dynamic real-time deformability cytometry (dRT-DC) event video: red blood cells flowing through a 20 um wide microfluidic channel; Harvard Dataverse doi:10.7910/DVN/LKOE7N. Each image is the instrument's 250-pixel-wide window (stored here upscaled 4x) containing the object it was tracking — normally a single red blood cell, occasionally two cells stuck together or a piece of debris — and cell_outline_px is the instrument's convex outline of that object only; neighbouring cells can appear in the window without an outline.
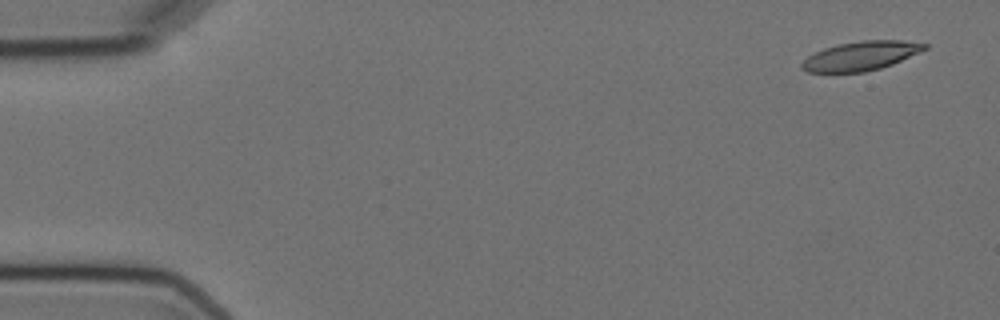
{"species": "Egyptian fruit bat (a non-hibernating species)", "species_latin": "Rousettus aegyptiacus", "temperature_condition": "cold", "stored_images_in_passage": 5, "camera_frame_rate_fps": 3000, "um_per_image_px": 0.085, "animal": {"sex": "female"}, "frame": {"image": 1, "passage_image": 1, "time_ms": 0.0, "image_size_px": [1000, 320], "cell_outline_px": [[928, 48], [920, 52], [892, 64], [880, 68], [864, 72], [808, 72], [800, 68], [800, 64], [808, 56], [824, 48], [840, 44], [864, 40], [904, 40], [928, 44]], "centroid_in_image_um": [73.19, 4.75], "position_along_channel_um": 11.8, "area_um2": 20.69}}
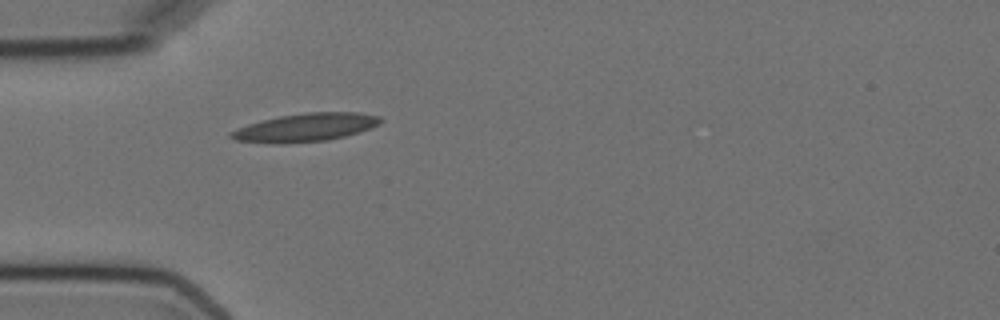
{"frame": {"image": 2, "passage_image": 5, "time_ms": 4.667, "image_size_px": [1000, 320], "cell_outline_px": [[384, 120], [380, 124], [360, 132], [328, 140], [280, 144], [276, 144], [236, 140], [228, 136], [228, 132], [248, 124], [280, 116], [308, 112], [360, 112], [380, 116]], "centroid_in_image_um": [26.0, 10.83], "position_along_channel_um": 59.0, "area_um2": 24.62}}